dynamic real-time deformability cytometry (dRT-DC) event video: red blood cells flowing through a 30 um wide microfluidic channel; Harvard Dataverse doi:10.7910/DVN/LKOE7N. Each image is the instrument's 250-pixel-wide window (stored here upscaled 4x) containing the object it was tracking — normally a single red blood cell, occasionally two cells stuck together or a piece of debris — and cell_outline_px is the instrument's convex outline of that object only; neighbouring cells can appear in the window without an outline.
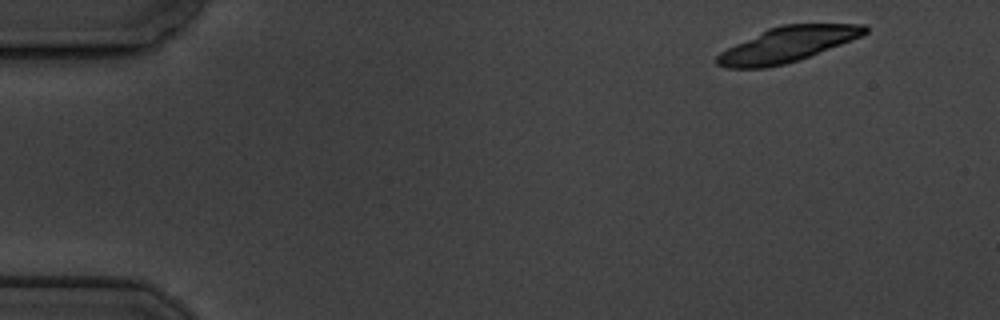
{"species": "common noctule bat (a hibernating species)", "species_latin": "Nyctalus noctula", "temperature_condition": "cold", "stored_images_in_passage": 6, "camera_frame_rate_fps": 3000, "um_per_image_px": 0.085, "animal": {"sex": "male", "body_mass_g": 19.5, "forearm_length_mm": 54.6}, "frame": {"image": 1, "passage_image": 1, "time_ms": 0.0, "image_size_px": [1000, 320], "cell_outline_px": [[868, 32], [852, 40], [800, 60], [768, 68], [724, 68], [716, 64], [716, 56], [720, 52], [768, 28], [780, 24], [864, 24], [868, 28]], "centroid_in_image_um": [66.92, 3.79], "position_along_channel_um": 18.1, "area_um2": 30.17}}